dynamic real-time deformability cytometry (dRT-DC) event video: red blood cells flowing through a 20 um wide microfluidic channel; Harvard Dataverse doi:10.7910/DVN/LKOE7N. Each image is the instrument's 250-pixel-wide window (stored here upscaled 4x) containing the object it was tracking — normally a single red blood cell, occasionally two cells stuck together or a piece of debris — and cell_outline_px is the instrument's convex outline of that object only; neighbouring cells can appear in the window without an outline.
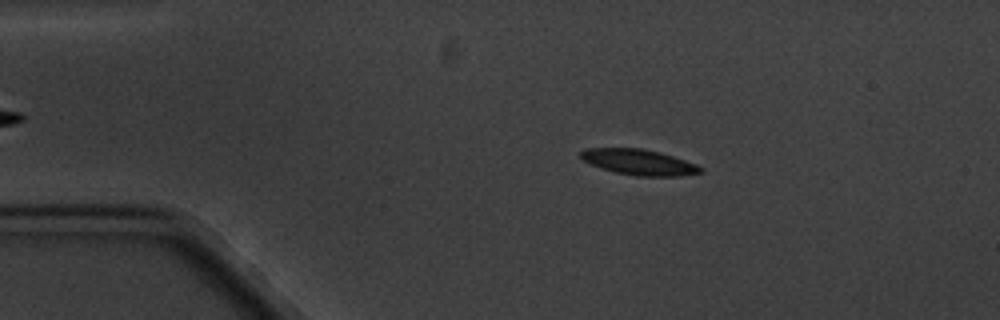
{"species": "common noctule bat (a hibernating species)", "species_latin": "Nyctalus noctula", "temperature_condition": "cold", "stored_images_in_passage": 4, "camera_frame_rate_fps": 3000, "um_per_image_px": 0.085, "animal": {"sex": "male", "body_mass_g": 20.1, "forearm_length_mm": 53.5}, "frame": {"image": 1, "passage_image": 3, "time_ms": 2.333, "image_size_px": [1000, 320], "cell_outline_px": [[704, 172], [680, 176], [636, 176], [616, 172], [600, 168], [584, 160], [580, 156], [580, 152], [584, 148], [644, 148], [660, 152], [696, 164], [704, 168]], "centroid_in_image_um": [54.33, 13.78], "position_along_channel_um": 30.7, "area_um2": 17.92}}